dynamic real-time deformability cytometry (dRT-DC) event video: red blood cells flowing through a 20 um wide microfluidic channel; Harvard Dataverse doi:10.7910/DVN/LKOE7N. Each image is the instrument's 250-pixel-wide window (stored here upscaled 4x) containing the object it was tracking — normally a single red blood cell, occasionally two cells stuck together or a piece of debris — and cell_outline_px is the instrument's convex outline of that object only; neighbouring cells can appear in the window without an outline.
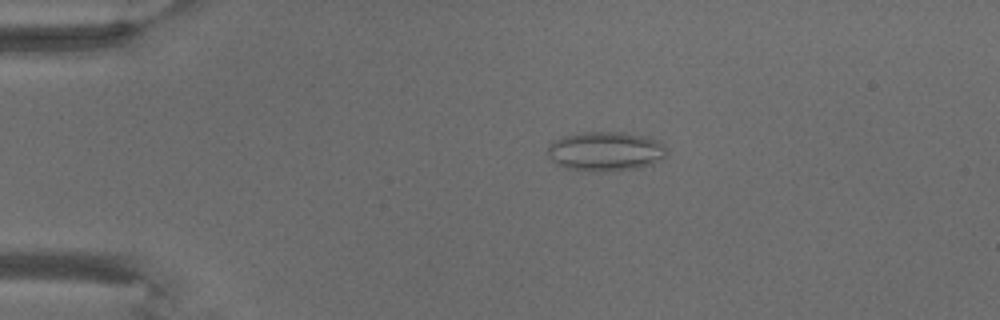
{"species": "common noctule bat (a hibernating species)", "species_latin": "Nyctalus noctula", "temperature_condition": "warm", "stored_images_in_passage": 7, "camera_frame_rate_fps": 3000, "um_per_image_px": 0.085, "animal": {"sex": "male", "body_mass_g": 18.8}, "frame": {"image": 1, "passage_image": 5, "time_ms": 4.667, "image_size_px": [1000, 320], "cell_outline_px": [[668, 152], [664, 156], [652, 164], [636, 168], [604, 172], [596, 172], [564, 168], [556, 164], [548, 156], [548, 144], [564, 136], [580, 132], [624, 132], [644, 136], [656, 140]], "centroid_in_image_um": [51.42, 12.87], "position_along_channel_um": 33.6, "area_um2": 27.28}}